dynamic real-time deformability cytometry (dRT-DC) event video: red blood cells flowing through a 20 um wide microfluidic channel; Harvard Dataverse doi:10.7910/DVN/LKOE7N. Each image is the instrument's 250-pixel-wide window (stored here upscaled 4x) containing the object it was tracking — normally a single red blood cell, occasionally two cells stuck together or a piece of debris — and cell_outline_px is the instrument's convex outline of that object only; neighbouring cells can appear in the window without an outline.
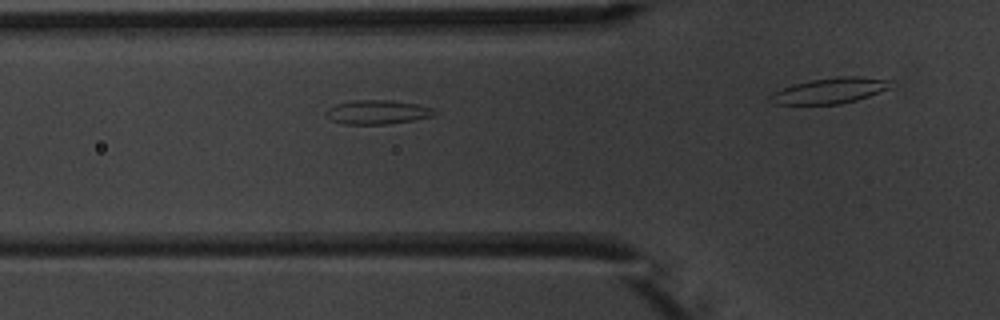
{"species": "common noctule bat (a hibernating species)", "species_latin": "Nyctalus noctula", "temperature_condition": "warm", "stored_images_in_passage": 4, "camera_frame_rate_fps": 3000, "um_per_image_px": 0.085, "animal": {"sex": "male", "body_mass_g": 20.1, "forearm_length_mm": 53.5}, "frame": {"image": 1, "passage_image": 3, "time_ms": 2.0, "image_size_px": [1000, 320], "cell_outline_px": [[436, 112], [432, 116], [412, 120], [388, 124], [344, 124], [332, 120], [324, 116], [324, 112], [328, 108], [336, 104], [356, 100], [392, 100], [416, 104], [432, 108]], "centroid_in_image_um": [32.03, 9.53], "position_along_channel_um": 93.8, "area_um2": 15.14}}